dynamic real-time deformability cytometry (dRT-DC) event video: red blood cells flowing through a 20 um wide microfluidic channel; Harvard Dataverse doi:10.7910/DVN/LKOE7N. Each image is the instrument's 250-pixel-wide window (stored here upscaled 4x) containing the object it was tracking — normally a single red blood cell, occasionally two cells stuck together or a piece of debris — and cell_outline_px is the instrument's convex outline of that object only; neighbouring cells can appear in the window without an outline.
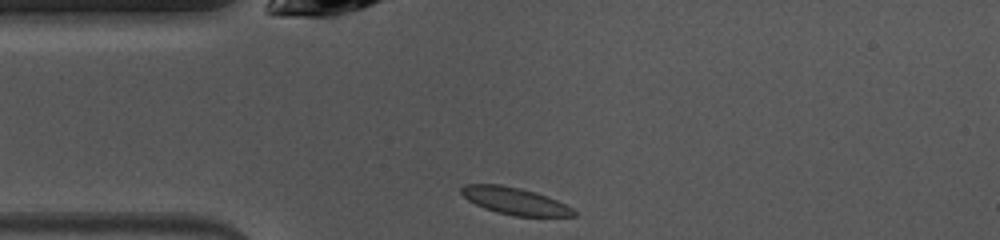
{"species": "common noctule bat (a hibernating species)", "species_latin": "Nyctalus noctula", "temperature_condition": "warm", "stored_images_in_passage": 39, "camera_frame_rate_fps": 3000, "um_per_image_px": 0.085, "animal": {"sex": "female", "body_mass_g": 10.0, "forearm_length_mm": 53.1}, "frame": {"image": 1, "passage_image": 1, "time_ms": 0.0, "image_size_px": [1000, 240], "cell_outline_px": [[576, 216], [516, 216], [496, 212], [484, 208], [468, 200], [460, 192], [460, 188], [464, 184], [500, 184], [520, 188], [536, 192], [548, 196], [572, 208], [576, 212]], "centroid_in_image_um": [43.74, 17.07], "position_along_channel_um": 41.3, "area_um2": 17.69}}
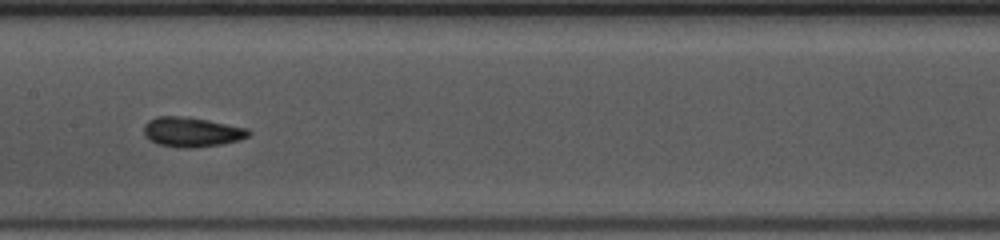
{"frame": {"image": 2, "passage_image": 13, "time_ms": 4.0, "image_size_px": [1000, 240], "cell_outline_px": [[252, 132], [248, 136], [240, 140], [224, 144], [192, 148], [176, 148], [156, 144], [148, 140], [144, 136], [144, 124], [148, 120], [156, 116], [188, 116], [248, 128]], "centroid_in_image_um": [16.27, 11.23], "position_along_channel_um": 191.1, "area_um2": 18.61}}
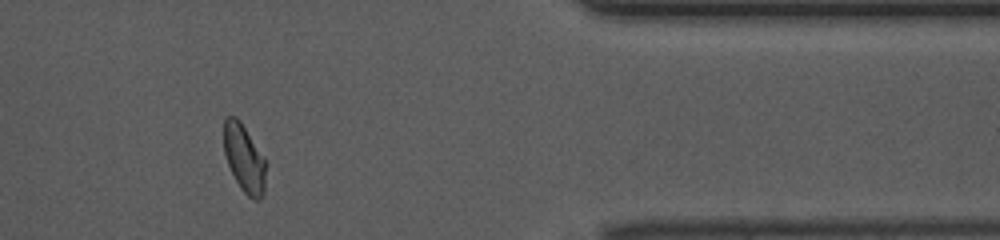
{"frame": {"image": 3, "passage_image": 30, "time_ms": 9.667, "image_size_px": [1000, 240], "cell_outline_px": [[264, 192], [260, 200], [256, 200], [248, 196], [240, 188], [228, 164], [224, 152], [224, 120], [228, 116], [236, 116], [240, 120], [264, 156]], "centroid_in_image_um": [20.74, 13.44], "position_along_channel_um": 390.7, "area_um2": 16.36}, "authors_computed_cell_mechanics": {"area_um2": 17.2244, "velocity_mm_per_s": 4.0332, "shape_relaxation_time_tau1_ms": 4.1383, "shape_relaxation_time_tau2_ms": 1.2474, "deformation_change_tau1": 0.1059, "deformation_change_tau2": 0.0632}}